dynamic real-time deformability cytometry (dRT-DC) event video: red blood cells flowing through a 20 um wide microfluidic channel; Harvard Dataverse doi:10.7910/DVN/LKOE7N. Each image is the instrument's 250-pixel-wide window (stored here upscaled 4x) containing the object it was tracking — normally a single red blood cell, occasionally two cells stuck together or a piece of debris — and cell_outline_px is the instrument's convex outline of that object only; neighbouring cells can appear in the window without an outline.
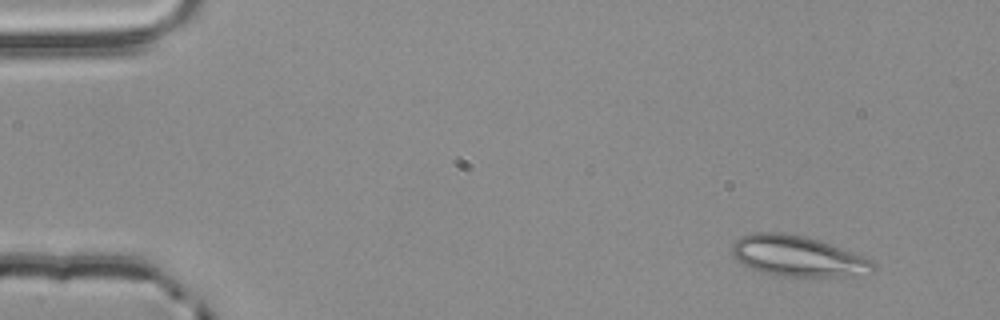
{"species": "common noctule bat (a hibernating species)", "species_latin": "Nyctalus noctula", "temperature_condition": "room temperature", "stored_images_in_passage": 2, "camera_frame_rate_fps": 3000, "um_per_image_px": 0.085, "animal": {"sex": "male", "body_mass_g": 20.4}, "frame": {"image": 1, "passage_image": 1, "time_ms": 0.0, "image_size_px": [1000, 320], "cell_outline_px": [[876, 268], [872, 272], [836, 280], [776, 276], [760, 272], [740, 264], [732, 256], [732, 244], [740, 236], [756, 232], [780, 232], [804, 236], [820, 240], [864, 256], [872, 260], [876, 264]], "centroid_in_image_um": [67.86, 21.83], "position_along_channel_um": 17.1, "area_um2": 34.97}}